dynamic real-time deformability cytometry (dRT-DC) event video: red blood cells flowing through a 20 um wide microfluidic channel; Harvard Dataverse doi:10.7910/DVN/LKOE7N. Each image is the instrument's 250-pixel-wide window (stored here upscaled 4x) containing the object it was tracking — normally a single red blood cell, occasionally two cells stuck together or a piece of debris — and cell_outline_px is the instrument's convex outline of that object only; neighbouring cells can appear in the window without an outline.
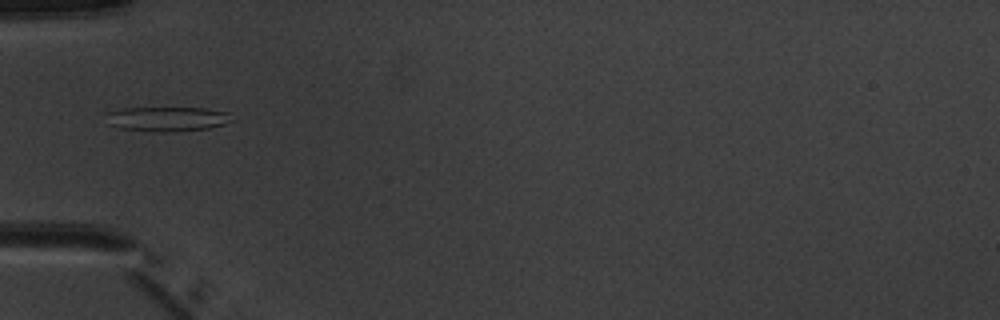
{"species": "common noctule bat (a hibernating species)", "species_latin": "Nyctalus noctula", "temperature_condition": "warm", "stored_images_in_passage": 5, "camera_frame_rate_fps": 3000, "um_per_image_px": 0.085, "animal": {"sex": "male", "body_mass_g": 20.1, "forearm_length_mm": 53.5}, "frame": {"image": 1, "passage_image": 5, "time_ms": 5.667, "image_size_px": [1000, 320], "cell_outline_px": [[236, 120], [224, 124], [208, 128], [172, 132], [152, 132], [120, 128], [108, 124], [108, 112], [124, 108], [204, 108], [228, 112]], "centroid_in_image_um": [14.26, 10.12], "position_along_channel_um": 70.7, "area_um2": 18.09}}